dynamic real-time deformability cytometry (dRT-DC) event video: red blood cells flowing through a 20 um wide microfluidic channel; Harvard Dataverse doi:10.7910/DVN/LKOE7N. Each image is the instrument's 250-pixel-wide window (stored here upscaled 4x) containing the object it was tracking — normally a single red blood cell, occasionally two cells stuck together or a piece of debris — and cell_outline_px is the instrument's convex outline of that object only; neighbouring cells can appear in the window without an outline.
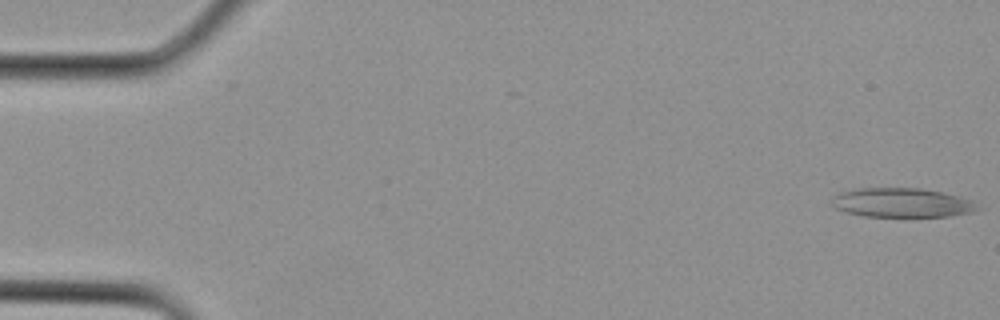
{"species": "Egyptian fruit bat (a non-hibernating species)", "species_latin": "Rousettus aegyptiacus", "temperature_condition": "cold", "stored_images_in_passage": 2, "camera_frame_rate_fps": 3000, "um_per_image_px": 0.085, "animal": {"sex": "female"}, "frame": {"image": 1, "passage_image": 2, "time_ms": 0.333, "image_size_px": [1000, 320], "cell_outline_px": [[980, 208], [972, 212], [948, 216], [864, 216], [848, 212], [836, 208], [828, 200], [840, 192], [856, 188], [920, 188], [944, 192], [976, 200]], "centroid_in_image_um": [76.7, 17.21], "position_along_channel_um": 8.3, "area_um2": 25.03}}